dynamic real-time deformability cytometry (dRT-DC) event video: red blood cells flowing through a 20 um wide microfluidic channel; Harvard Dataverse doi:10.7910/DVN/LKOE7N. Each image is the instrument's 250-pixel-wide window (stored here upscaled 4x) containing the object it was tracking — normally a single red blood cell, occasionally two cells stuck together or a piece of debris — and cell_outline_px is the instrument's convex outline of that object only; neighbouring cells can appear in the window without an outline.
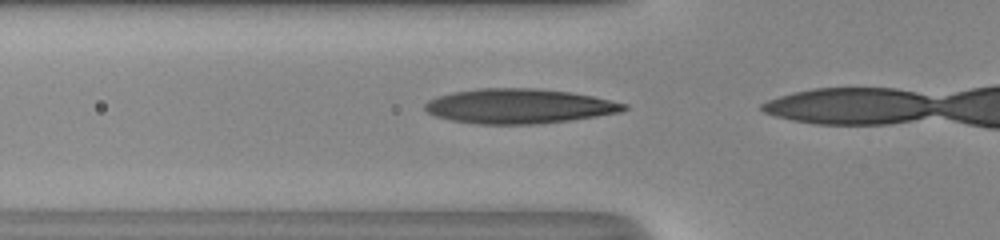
{"species": "human", "species_latin": "Homo sapiens", "temperature_condition": "room temperature", "stored_images_in_passage": 3, "camera_frame_rate_fps": 3000, "um_per_image_px": 0.085, "donor": {"sex": "male"}, "frame": {"image": 1, "passage_image": 2, "time_ms": 0.333, "image_size_px": [1000, 240], "cell_outline_px": [[628, 108], [620, 112], [596, 116], [540, 124], [476, 124], [452, 120], [436, 116], [428, 112], [424, 108], [424, 104], [428, 100], [436, 96], [452, 92], [480, 88], [536, 88], [572, 92], [592, 96], [628, 104]], "centroid_in_image_um": [44.1, 9.02], "position_along_channel_um": 81.7, "area_um2": 40.29}}